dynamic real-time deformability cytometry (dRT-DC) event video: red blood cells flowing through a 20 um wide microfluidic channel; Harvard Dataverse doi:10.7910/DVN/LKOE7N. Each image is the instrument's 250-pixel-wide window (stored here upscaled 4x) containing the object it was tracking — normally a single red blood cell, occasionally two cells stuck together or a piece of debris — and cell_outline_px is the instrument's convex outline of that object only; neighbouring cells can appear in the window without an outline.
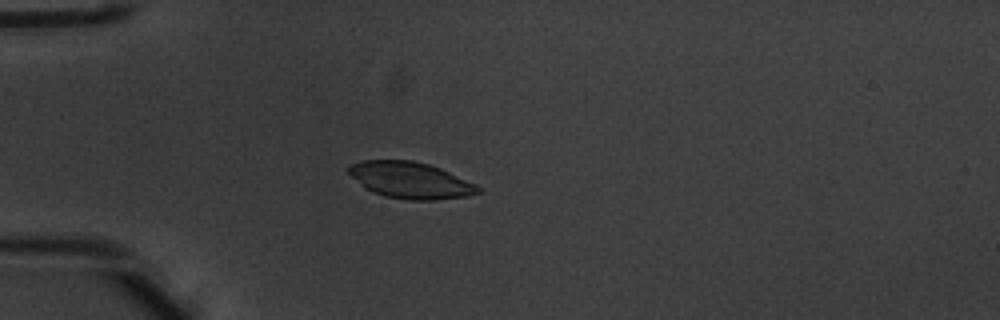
{"species": "common noctule bat (a hibernating species)", "species_latin": "Nyctalus noctula", "temperature_condition": "warm", "stored_images_in_passage": 5, "camera_frame_rate_fps": 3000, "um_per_image_px": 0.085, "animal": {"sex": "male", "body_mass_g": 20.1, "forearm_length_mm": 53.5}, "frame": {"image": 1, "passage_image": 5, "time_ms": 1.333, "image_size_px": [1000, 320], "cell_outline_px": [[480, 192], [468, 196], [436, 200], [408, 200], [384, 196], [372, 192], [364, 188], [348, 172], [348, 164], [360, 160], [412, 160], [428, 164], [440, 168], [476, 184], [480, 188]], "centroid_in_image_um": [34.86, 15.32], "position_along_channel_um": 50.1, "area_um2": 27.57}}